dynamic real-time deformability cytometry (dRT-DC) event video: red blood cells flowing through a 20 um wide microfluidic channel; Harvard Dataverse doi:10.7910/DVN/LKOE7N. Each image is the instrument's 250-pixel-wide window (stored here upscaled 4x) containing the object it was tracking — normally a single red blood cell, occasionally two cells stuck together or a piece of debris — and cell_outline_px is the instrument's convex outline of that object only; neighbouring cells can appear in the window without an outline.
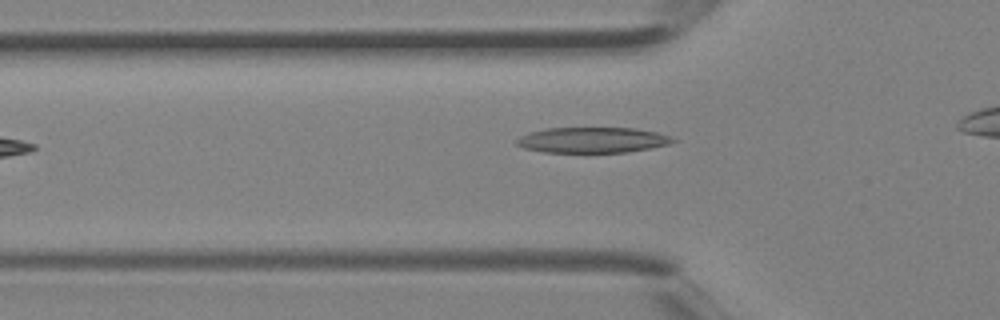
{"species": "Egyptian fruit bat (a non-hibernating species)", "species_latin": "Rousettus aegyptiacus", "temperature_condition": "room temperature", "stored_images_in_passage": 3, "camera_frame_rate_fps": 3000, "um_per_image_px": 0.085, "animal": {"sex": "female"}, "frame": {"image": 1, "passage_image": 3, "time_ms": 0.667, "image_size_px": [1000, 320], "cell_outline_px": [[680, 140], [668, 144], [652, 148], [628, 152], [544, 152], [524, 148], [516, 144], [516, 140], [520, 136], [532, 132], [548, 128], [636, 128], [656, 132]], "centroid_in_image_um": [50.39, 11.9], "position_along_channel_um": 75.4, "area_um2": 23.18}}